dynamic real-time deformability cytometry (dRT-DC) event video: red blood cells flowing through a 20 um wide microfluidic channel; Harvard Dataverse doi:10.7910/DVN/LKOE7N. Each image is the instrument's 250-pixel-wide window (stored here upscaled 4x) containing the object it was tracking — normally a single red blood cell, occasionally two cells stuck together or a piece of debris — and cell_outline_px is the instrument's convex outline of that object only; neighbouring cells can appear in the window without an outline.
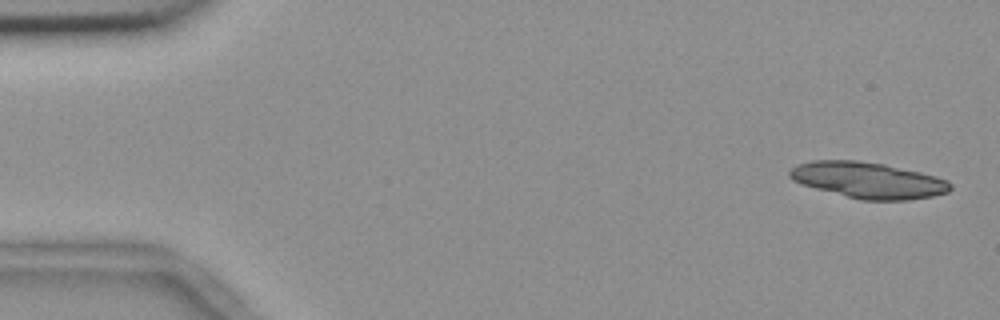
{"species": "common noctule bat (a hibernating species)", "species_latin": "Nyctalus noctula", "temperature_condition": "room temperature", "stored_images_in_passage": 5, "camera_frame_rate_fps": 3000, "um_per_image_px": 0.085, "animal": {"sex": "female", "body_mass_g": 18.4}, "frame": {"image": 1, "passage_image": 1, "time_ms": 0.0, "image_size_px": [1000, 320], "cell_outline_px": [[952, 188], [948, 192], [932, 196], [908, 200], [860, 200], [816, 188], [792, 180], [788, 176], [788, 172], [796, 164], [812, 160], [860, 160], [884, 164], [920, 172], [936, 176], [948, 180], [952, 184]], "centroid_in_image_um": [73.8, 15.31], "position_along_channel_um": 11.2, "area_um2": 33.81}}